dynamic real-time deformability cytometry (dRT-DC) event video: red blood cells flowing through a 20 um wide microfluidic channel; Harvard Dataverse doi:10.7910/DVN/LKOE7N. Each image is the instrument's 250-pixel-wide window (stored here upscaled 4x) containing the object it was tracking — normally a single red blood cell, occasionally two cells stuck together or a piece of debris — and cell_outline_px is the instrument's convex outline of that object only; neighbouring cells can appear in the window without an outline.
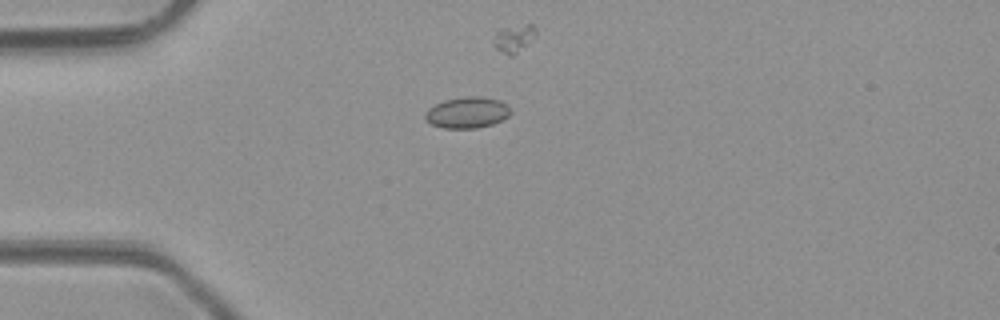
{"species": "common noctule bat (a hibernating species)", "species_latin": "Nyctalus noctula", "temperature_condition": "room temperature", "stored_images_in_passage": 3, "camera_frame_rate_fps": 3000, "um_per_image_px": 0.085, "animal": {"sex": "male", "body_mass_g": 23.1, "forearm_length_mm": 52.7}, "frame": {"image": 1, "passage_image": 2, "time_ms": 1.333, "image_size_px": [1000, 320], "cell_outline_px": [[512, 112], [508, 116], [492, 124], [476, 128], [444, 128], [432, 124], [424, 116], [424, 112], [428, 108], [444, 100], [464, 96], [480, 96], [500, 100], [508, 104]], "centroid_in_image_um": [39.73, 9.55], "position_along_channel_um": 45.3, "area_um2": 15.55}}